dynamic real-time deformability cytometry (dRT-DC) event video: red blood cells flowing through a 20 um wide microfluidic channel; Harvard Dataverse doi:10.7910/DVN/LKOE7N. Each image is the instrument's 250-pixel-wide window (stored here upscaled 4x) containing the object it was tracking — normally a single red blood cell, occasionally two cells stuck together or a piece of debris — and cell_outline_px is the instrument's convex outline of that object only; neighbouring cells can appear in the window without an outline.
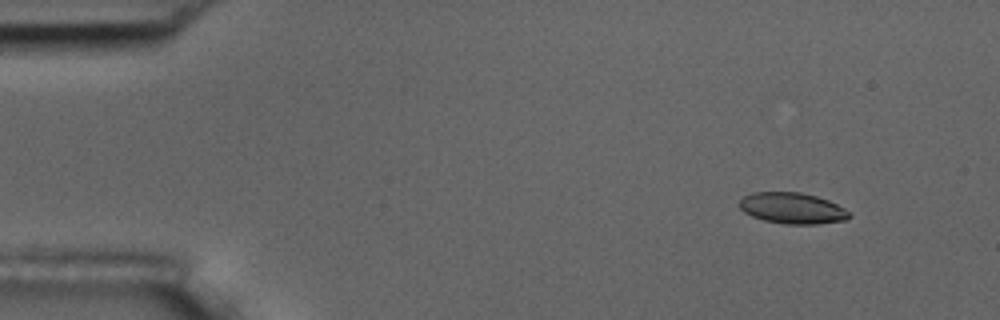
{"species": "common noctule bat (a hibernating species)", "species_latin": "Nyctalus noctula", "temperature_condition": "room temperature", "stored_images_in_passage": 53, "camera_frame_rate_fps": 3000, "um_per_image_px": 0.085, "animal": {"sex": "male", "body_mass_g": 17.5, "forearm_length_mm": 52.3}, "frame": {"image": 1, "passage_image": 2, "time_ms": 0.333, "image_size_px": [1000, 320], "cell_outline_px": [[852, 216], [844, 220], [816, 224], [784, 224], [764, 220], [752, 216], [744, 212], [736, 204], [744, 196], [752, 192], [800, 192], [816, 196], [828, 200], [852, 212]], "centroid_in_image_um": [67.34, 17.69], "position_along_channel_um": 17.7, "area_um2": 20.0}}
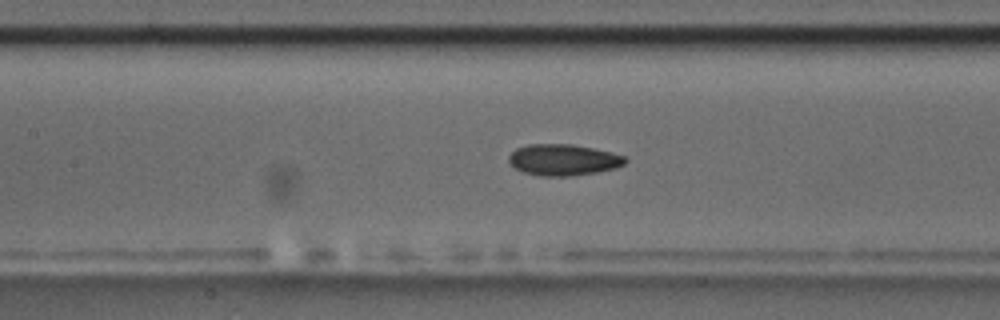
{"frame": {"image": 2, "passage_image": 22, "time_ms": 7.0, "image_size_px": [1000, 320], "cell_outline_px": [[628, 160], [624, 164], [616, 168], [596, 172], [572, 176], [540, 176], [524, 172], [516, 168], [508, 160], [508, 156], [516, 148], [528, 144], [572, 144], [592, 148], [624, 156]], "centroid_in_image_um": [47.87, 13.59], "position_along_channel_um": 159.5, "area_um2": 21.1}}
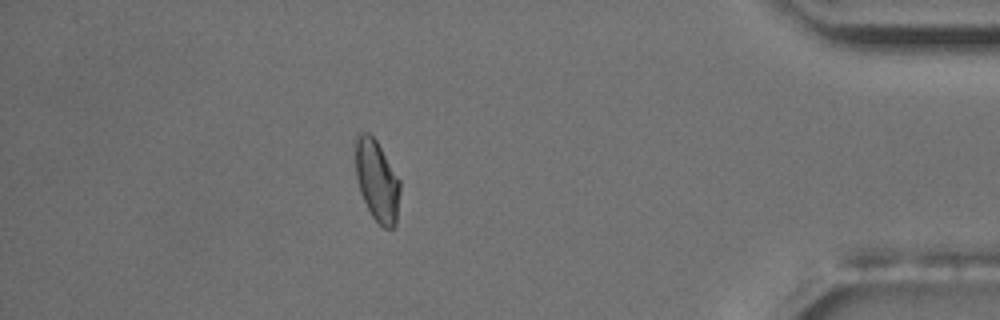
{"frame": {"image": 3, "passage_image": 46, "time_ms": 15.0, "image_size_px": [1000, 320], "cell_outline_px": [[400, 192], [396, 224], [392, 228], [384, 228], [372, 216], [360, 192], [356, 176], [352, 140], [356, 132], [368, 132], [376, 140], [400, 180]], "centroid_in_image_um": [31.99, 15.27], "position_along_channel_um": 403.2, "area_um2": 21.56}, "authors_computed_cell_mechanics": {"area_um2": 20.8658, "velocity_mm_per_s": 3.5877, "shape_relaxation_time_tau1_ms": 5.6592, "shape_relaxation_time_tau2_ms": 2.3833, "deformation_change_tau1": 0.125, "deformation_change_tau2": 0.0667}}